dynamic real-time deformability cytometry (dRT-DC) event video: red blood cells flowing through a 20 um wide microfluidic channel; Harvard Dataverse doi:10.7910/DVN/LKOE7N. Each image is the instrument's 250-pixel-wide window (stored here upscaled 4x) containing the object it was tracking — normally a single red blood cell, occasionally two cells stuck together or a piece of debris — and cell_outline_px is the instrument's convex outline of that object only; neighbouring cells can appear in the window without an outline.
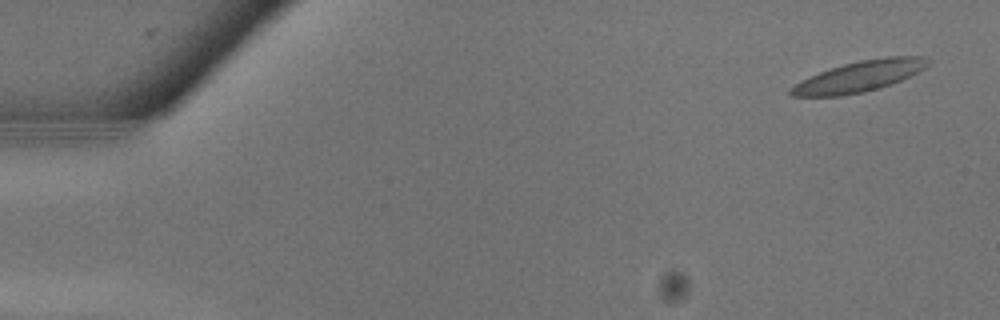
{"species": "common noctule bat (a hibernating species)", "species_latin": "Nyctalus noctula", "temperature_condition": "warm", "stored_images_in_passage": 11, "camera_frame_rate_fps": 3000, "um_per_image_px": 0.085, "animal": {"sex": "male", "body_mass_g": 13.3}, "frame": {"image": 1, "passage_image": 1, "time_ms": 0.0, "image_size_px": [1000, 320], "cell_outline_px": [[932, 60], [924, 68], [892, 84], [880, 88], [864, 92], [840, 96], [792, 96], [788, 92], [788, 88], [820, 72], [844, 64], [860, 60], [884, 56], [920, 56]], "centroid_in_image_um": [73.06, 6.49], "position_along_channel_um": 11.9, "area_um2": 24.33}}
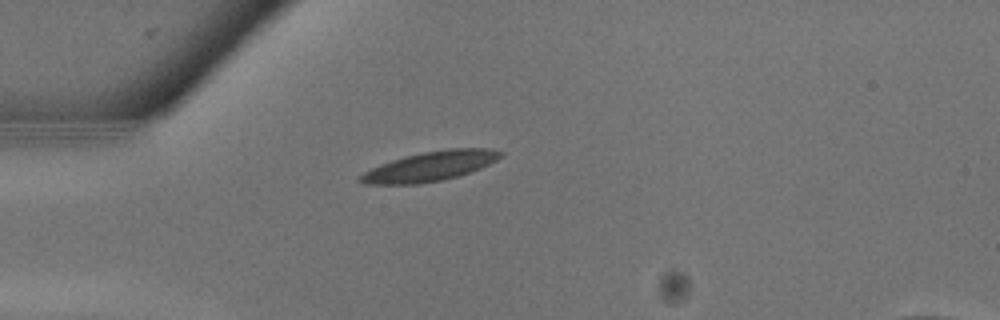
{"frame": {"image": 2, "passage_image": 8, "time_ms": 2.333, "image_size_px": [1000, 320], "cell_outline_px": [[500, 156], [496, 160], [480, 168], [460, 176], [420, 184], [364, 184], [360, 180], [360, 176], [364, 172], [372, 168], [392, 160], [404, 156], [424, 152], [448, 148], [488, 148], [500, 152]], "centroid_in_image_um": [36.55, 14.14], "position_along_channel_um": 48.4, "area_um2": 23.81}}
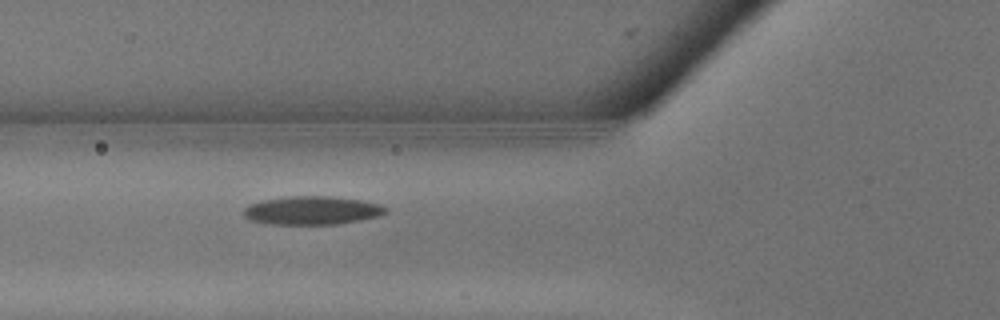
{"frame": {"image": 3, "passage_image": 11, "time_ms": 3.333, "image_size_px": [1000, 320], "cell_outline_px": [[388, 212], [376, 216], [360, 220], [336, 224], [268, 224], [252, 220], [244, 216], [244, 208], [248, 204], [264, 200], [288, 196], [328, 196], [360, 200], [380, 204], [388, 208]], "centroid_in_image_um": [26.52, 17.88], "position_along_channel_um": 99.3, "area_um2": 23.41}}